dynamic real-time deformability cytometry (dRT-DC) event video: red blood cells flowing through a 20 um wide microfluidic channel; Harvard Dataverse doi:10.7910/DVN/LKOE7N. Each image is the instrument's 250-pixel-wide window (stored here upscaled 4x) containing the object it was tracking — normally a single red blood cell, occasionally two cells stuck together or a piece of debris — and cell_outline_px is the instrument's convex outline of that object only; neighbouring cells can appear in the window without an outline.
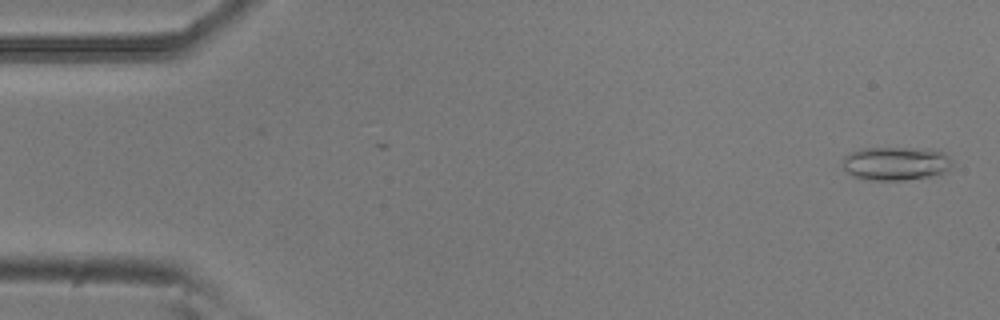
{"species": "common noctule bat (a hibernating species)", "species_latin": "Nyctalus noctula", "temperature_condition": "room temperature", "stored_images_in_passage": 53, "camera_frame_rate_fps": 3000, "um_per_image_px": 0.085, "animal": {"sex": "male", "body_mass_g": 20.5, "forearm_length_mm": 52.5}, "frame": {"image": 1, "passage_image": 2, "time_ms": 0.333, "image_size_px": [1000, 320], "cell_outline_px": [[952, 164], [944, 172], [932, 176], [904, 180], [868, 180], [852, 176], [844, 168], [844, 156], [860, 148], [904, 148], [944, 152], [952, 160]], "centroid_in_image_um": [76.12, 13.91], "position_along_channel_um": 8.9, "area_um2": 21.15}}
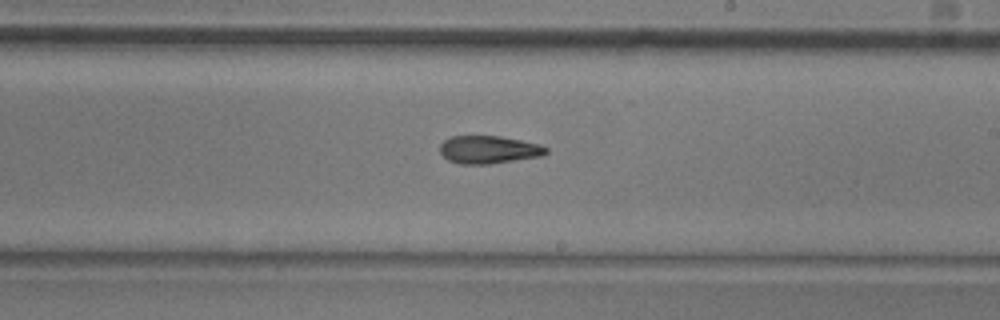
{"frame": {"image": 2, "passage_image": 31, "time_ms": 10.0, "image_size_px": [1000, 320], "cell_outline_px": [[548, 152], [544, 156], [488, 164], [460, 164], [448, 160], [440, 152], [440, 144], [444, 140], [452, 136], [500, 136], [540, 144], [548, 148]], "centroid_in_image_um": [41.56, 12.72], "position_along_channel_um": 247.4, "area_um2": 17.28}}
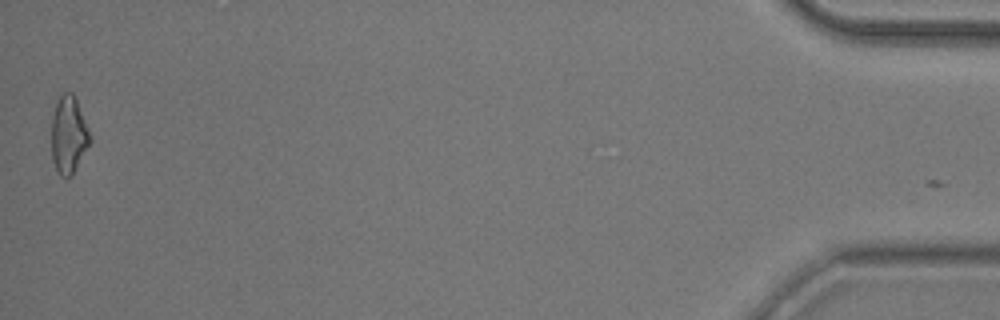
{"frame": {"image": 3, "passage_image": 53, "time_ms": 17.333, "image_size_px": [1000, 320], "cell_outline_px": [[92, 140], [72, 176], [60, 176], [56, 172], [52, 160], [52, 116], [56, 104], [60, 96], [64, 92], [72, 92], [76, 100], [92, 136]], "centroid_in_image_um": [5.84, 11.5], "position_along_channel_um": 429.4, "area_um2": 17.4}, "authors_computed_cell_mechanics": {"area_um2": 17.6868, "velocity_mm_per_s": 3.7893, "shape_relaxation_time_tau1_ms": null, "shape_relaxation_time_tau2_ms": 4.797, "deformation_change_tau1": null, "deformation_change_tau2": 0.1447}}